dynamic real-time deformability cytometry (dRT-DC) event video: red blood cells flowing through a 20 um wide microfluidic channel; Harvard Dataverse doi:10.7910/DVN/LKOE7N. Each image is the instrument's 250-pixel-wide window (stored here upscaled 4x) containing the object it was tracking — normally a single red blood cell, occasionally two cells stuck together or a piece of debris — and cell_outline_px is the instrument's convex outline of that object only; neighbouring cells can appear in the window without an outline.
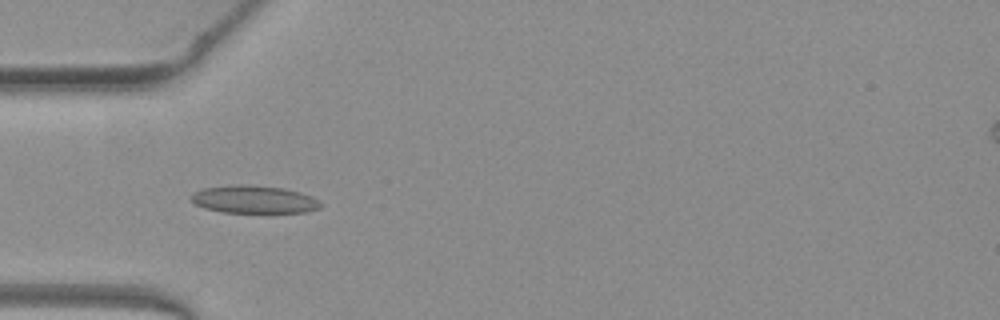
{"species": "common noctule bat (a hibernating species)", "species_latin": "Nyctalus noctula", "temperature_condition": "warm", "stored_images_in_passage": 39, "camera_frame_rate_fps": 3000, "um_per_image_px": 0.085, "animal": {"sex": "female", "body_mass_g": 19.3, "forearm_length_mm": 54.1}, "frame": {"image": 1, "passage_image": 6, "time_ms": 1.667, "image_size_px": [1000, 320], "cell_outline_px": [[320, 208], [308, 212], [220, 212], [204, 208], [196, 204], [192, 200], [192, 192], [204, 188], [236, 184], [244, 184], [284, 188], [300, 192], [312, 196], [320, 200]], "centroid_in_image_um": [21.6, 16.94], "position_along_channel_um": 63.4, "area_um2": 20.92}}
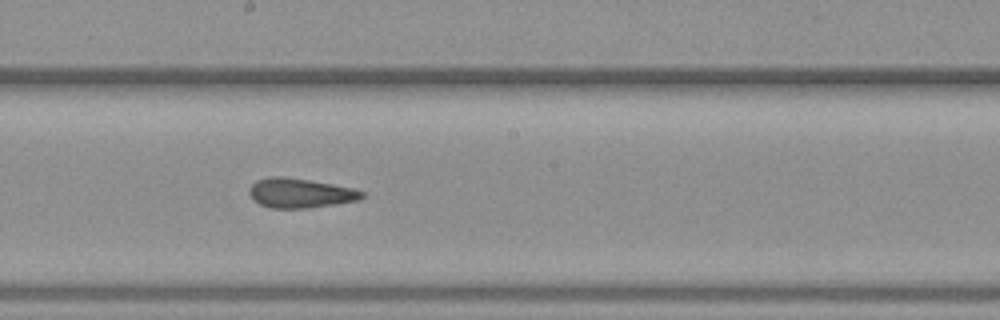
{"frame": {"image": 2, "passage_image": 18, "time_ms": 5.667, "image_size_px": [1000, 320], "cell_outline_px": [[364, 196], [360, 200], [308, 208], [272, 208], [260, 204], [252, 200], [248, 192], [248, 188], [256, 180], [272, 176], [280, 176], [308, 180], [332, 184], [352, 188], [364, 192]], "centroid_in_image_um": [25.48, 16.41], "position_along_channel_um": 222.7, "area_um2": 19.36}}
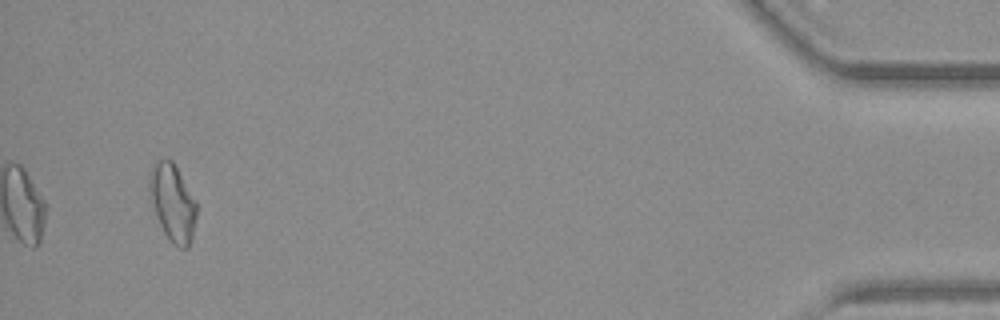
{"frame": {"image": 3, "passage_image": 39, "time_ms": 12.667, "image_size_px": [1000, 320], "cell_outline_px": [[196, 216], [192, 240], [188, 248], [180, 248], [172, 244], [164, 232], [156, 216], [148, 188], [148, 176], [156, 164], [160, 160], [172, 160], [196, 200]], "centroid_in_image_um": [14.69, 17.27], "position_along_channel_um": 420.5, "area_um2": 20.98}, "authors_computed_cell_mechanics": {"area_um2": 19.7098, "velocity_mm_per_s": 3.9952, "shape_relaxation_time_tau1_ms": null, "shape_relaxation_time_tau2_ms": 1.4532, "deformation_change_tau1": null, "deformation_change_tau2": 0.1009}}